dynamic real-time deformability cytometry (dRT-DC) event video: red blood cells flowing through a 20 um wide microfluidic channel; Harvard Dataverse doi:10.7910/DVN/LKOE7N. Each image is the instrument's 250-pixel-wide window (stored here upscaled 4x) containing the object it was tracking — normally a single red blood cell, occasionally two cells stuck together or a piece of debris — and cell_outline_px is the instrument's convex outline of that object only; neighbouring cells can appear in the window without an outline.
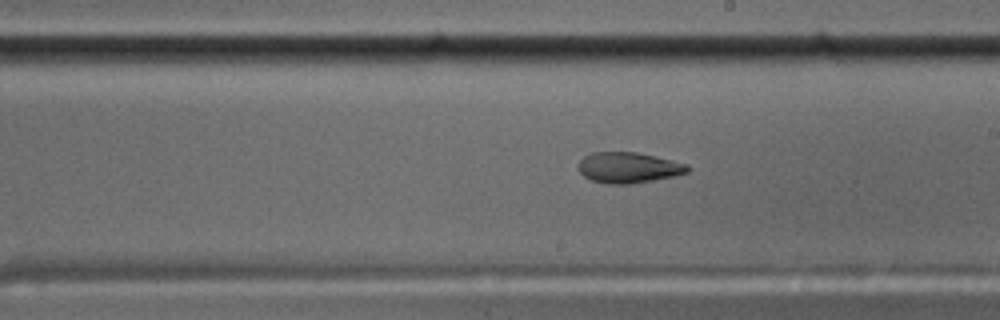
{"species": "common noctule bat (a hibernating species)", "species_latin": "Nyctalus noctula", "temperature_condition": "cold", "stored_images_in_passage": 57, "camera_frame_rate_fps": 3000, "um_per_image_px": 0.085, "animal": {"sex": "male", "body_mass_g": 17.5, "forearm_length_mm": 52.3}, "frame": {"image": 1, "passage_image": 33, "time_ms": 10.667, "image_size_px": [1000, 320], "cell_outline_px": [[688, 172], [672, 176], [652, 180], [628, 184], [608, 184], [592, 180], [584, 176], [576, 168], [576, 164], [584, 156], [592, 152], [636, 152], [656, 156], [688, 164]], "centroid_in_image_um": [53.36, 14.23], "position_along_channel_um": 235.6, "area_um2": 19.54}}
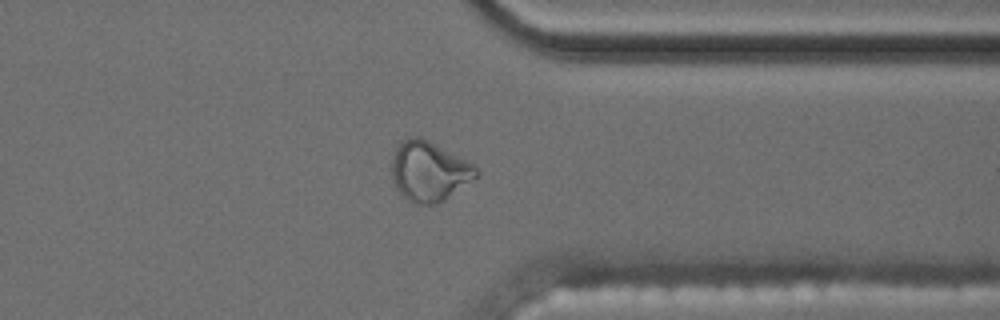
{"frame": {"image": 2, "passage_image": 45, "time_ms": 14.667, "image_size_px": [1000, 320], "cell_outline_px": [[480, 172], [476, 176], [444, 200], [436, 204], [416, 204], [408, 200], [396, 188], [392, 176], [392, 156], [400, 140], [408, 136], [412, 136], [424, 140], [476, 164]], "centroid_in_image_um": [36.45, 14.56], "position_along_channel_um": 374.9, "area_um2": 29.02}}
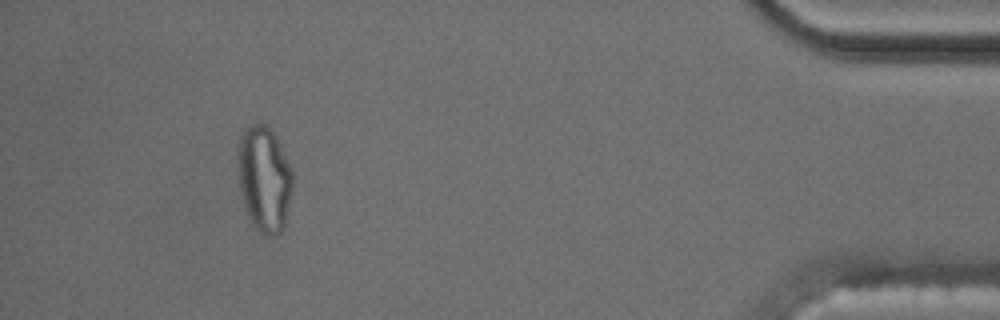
{"frame": {"image": 3, "passage_image": 53, "time_ms": 17.333, "image_size_px": [1000, 320], "cell_outline_px": [[292, 192], [284, 228], [276, 236], [268, 236], [260, 232], [256, 228], [248, 216], [240, 192], [236, 160], [236, 152], [240, 136], [244, 128], [252, 124], [268, 124], [276, 136], [292, 168]], "centroid_in_image_um": [22.45, 15.17], "position_along_channel_um": 412.8, "area_um2": 34.39}, "authors_computed_cell_mechanics": {"area_um2": 20.1144, "velocity_mm_per_s": 3.5408, "shape_relaxation_time_tau1_ms": null, "shape_relaxation_time_tau2_ms": 2.6839, "deformation_change_tau1": null, "deformation_change_tau2": 0.0882}}